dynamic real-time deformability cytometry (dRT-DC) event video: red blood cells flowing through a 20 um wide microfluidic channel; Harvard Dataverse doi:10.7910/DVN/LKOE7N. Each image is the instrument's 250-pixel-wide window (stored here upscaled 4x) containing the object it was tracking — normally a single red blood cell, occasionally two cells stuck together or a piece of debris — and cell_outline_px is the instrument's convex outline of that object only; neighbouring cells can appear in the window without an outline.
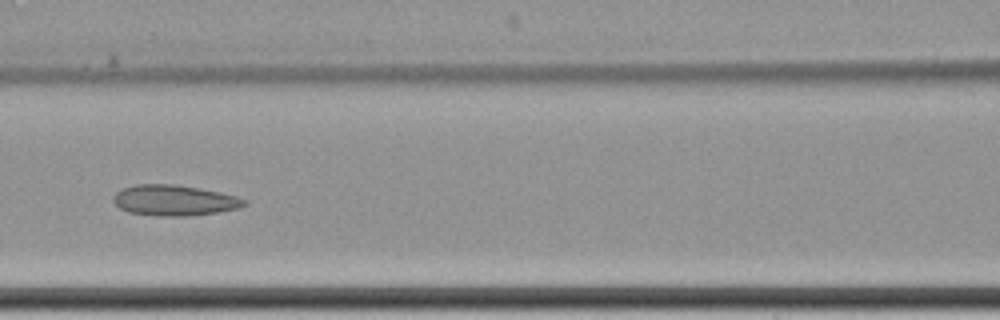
{"species": "common noctule bat (a hibernating species)", "species_latin": "Nyctalus noctula", "temperature_condition": "cold", "stored_images_in_passage": 14, "camera_frame_rate_fps": 3000, "um_per_image_px": 0.085, "animal": {"sex": "female", "body_mass_g": 22.7, "forearm_length_mm": 54.2}, "frame": {"image": 1, "passage_image": 8, "time_ms": 9.333, "image_size_px": [1000, 320], "cell_outline_px": [[248, 204], [240, 208], [216, 212], [188, 216], [156, 216], [128, 212], [120, 208], [112, 200], [112, 196], [120, 188], [136, 184], [176, 184], [200, 188], [220, 192], [236, 196], [244, 200]], "centroid_in_image_um": [14.78, 17.02], "position_along_channel_um": 151.8, "area_um2": 23.58}}
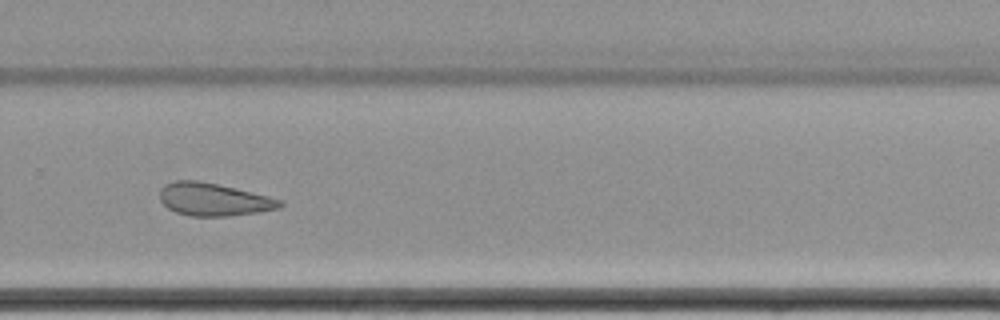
{"frame": {"image": 2, "passage_image": 12, "time_ms": 14.0, "image_size_px": [1000, 320], "cell_outline_px": [[284, 204], [280, 208], [260, 212], [228, 216], [192, 216], [176, 212], [168, 208], [160, 200], [160, 188], [164, 184], [176, 180], [196, 180], [236, 188], [284, 200]], "centroid_in_image_um": [18.18, 16.95], "position_along_channel_um": 311.6, "area_um2": 23.0}}
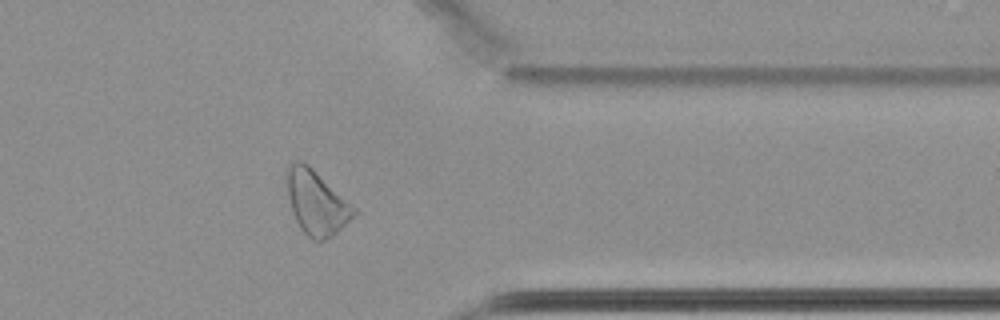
{"frame": {"image": 3, "passage_image": 14, "time_ms": 16.333, "image_size_px": [1000, 320], "cell_outline_px": [[356, 212], [332, 236], [324, 240], [312, 240], [300, 228], [292, 212], [288, 196], [284, 176], [284, 172], [288, 164], [292, 160], [300, 160], [308, 164], [356, 208]], "centroid_in_image_um": [26.82, 17.16], "position_along_channel_um": 384.6, "area_um2": 25.03}, "authors_computed_cell_mechanics": {"area_um2": 24.3049, "velocity_mm_per_s": 3.4318, "shape_relaxation_time_tau1_ms": 4.9329, "shape_relaxation_time_tau2_ms": 3.9827, "deformation_change_tau1": 0.0806, "deformation_change_tau2": 0.0822}}